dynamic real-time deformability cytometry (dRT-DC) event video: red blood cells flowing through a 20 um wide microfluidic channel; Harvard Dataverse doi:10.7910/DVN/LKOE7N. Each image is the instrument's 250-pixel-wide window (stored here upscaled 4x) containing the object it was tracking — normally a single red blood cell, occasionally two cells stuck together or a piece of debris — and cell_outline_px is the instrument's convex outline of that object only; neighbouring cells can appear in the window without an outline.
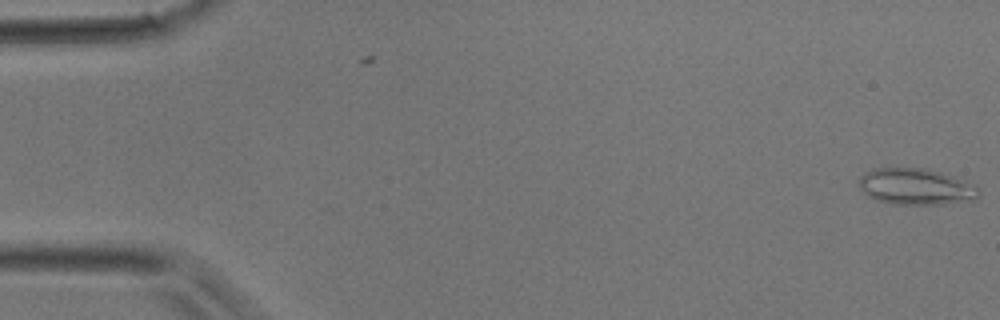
{"species": "common noctule bat (a hibernating species)", "species_latin": "Nyctalus noctula", "temperature_condition": "room temperature", "stored_images_in_passage": 15, "camera_frame_rate_fps": 3000, "um_per_image_px": 0.085, "animal": {"sex": "male", "body_mass_g": 17.9}, "frame": {"image": 1, "passage_image": 1, "time_ms": 0.0, "image_size_px": [1000, 320], "cell_outline_px": [[980, 196], [976, 200], [944, 204], [892, 204], [876, 200], [868, 196], [860, 188], [860, 176], [872, 168], [920, 168], [940, 172], [952, 176], [980, 188]], "centroid_in_image_um": [77.86, 15.88], "position_along_channel_um": 7.1, "area_um2": 25.32}}